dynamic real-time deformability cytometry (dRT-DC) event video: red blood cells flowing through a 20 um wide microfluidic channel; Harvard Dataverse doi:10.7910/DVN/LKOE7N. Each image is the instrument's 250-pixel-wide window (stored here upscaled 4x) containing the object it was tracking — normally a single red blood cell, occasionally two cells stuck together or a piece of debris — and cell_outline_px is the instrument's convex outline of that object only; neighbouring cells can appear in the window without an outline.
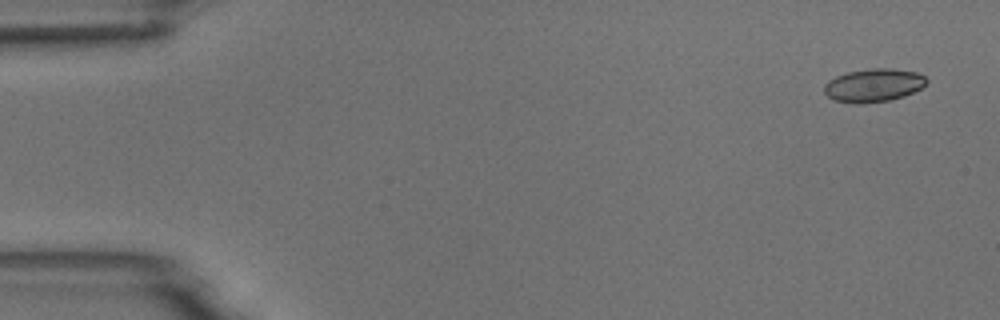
{"species": "common noctule bat (a hibernating species)", "species_latin": "Nyctalus noctula", "temperature_condition": "room temperature", "stored_images_in_passage": 6, "camera_frame_rate_fps": 3000, "um_per_image_px": 0.085, "animal": {"sex": "male", "body_mass_g": 18.8}, "frame": {"image": 1, "passage_image": 1, "time_ms": 0.0, "image_size_px": [1000, 320], "cell_outline_px": [[928, 80], [920, 88], [904, 96], [888, 100], [856, 104], [836, 100], [828, 96], [824, 92], [824, 84], [828, 80], [836, 76], [848, 72], [868, 68], [892, 68], [916, 72], [924, 76]], "centroid_in_image_um": [74.23, 7.23], "position_along_channel_um": 10.8, "area_um2": 19.65}}
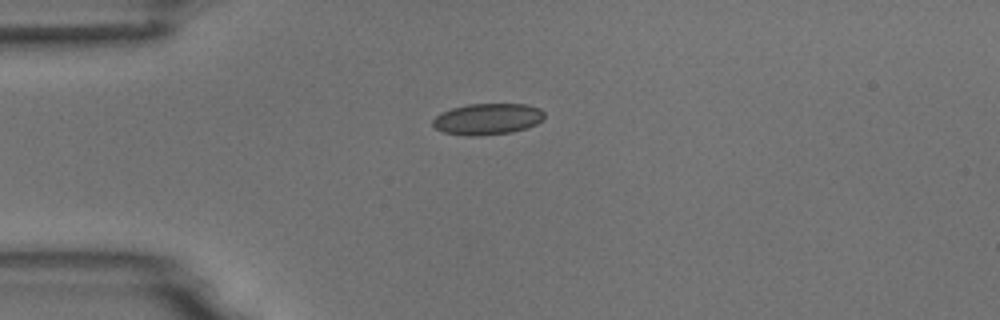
{"frame": {"image": 2, "passage_image": 4, "time_ms": 3.667, "image_size_px": [1000, 320], "cell_outline_px": [[544, 120], [528, 128], [512, 132], [476, 136], [468, 136], [444, 132], [436, 128], [432, 124], [432, 120], [440, 112], [452, 108], [468, 104], [524, 104], [540, 108], [544, 112]], "centroid_in_image_um": [41.45, 10.12], "position_along_channel_um": 43.5, "area_um2": 20.46}}